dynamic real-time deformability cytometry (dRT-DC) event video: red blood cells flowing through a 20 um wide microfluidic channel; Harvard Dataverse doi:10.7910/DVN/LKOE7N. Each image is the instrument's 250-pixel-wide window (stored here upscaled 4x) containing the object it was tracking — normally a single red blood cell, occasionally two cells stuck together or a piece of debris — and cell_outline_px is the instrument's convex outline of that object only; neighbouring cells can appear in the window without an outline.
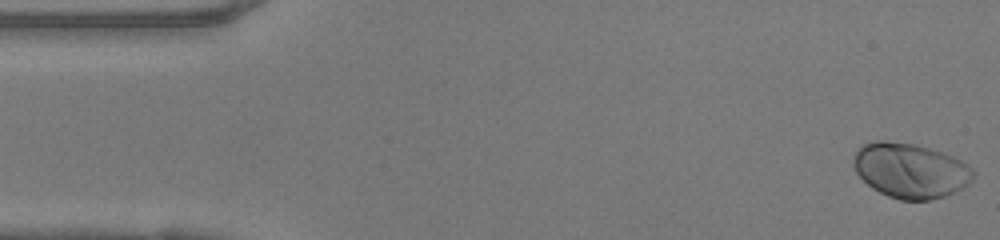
{"species": "human", "species_latin": "Homo sapiens", "temperature_condition": "warm", "stored_images_in_passage": 48, "camera_frame_rate_fps": 3000, "um_per_image_px": 0.085, "donor": {"sex": "female"}, "frame": {"image": 1, "passage_image": 1, "time_ms": 0.0, "image_size_px": [1000, 240], "cell_outline_px": [[976, 172], [972, 180], [968, 184], [944, 196], [928, 200], [900, 200], [888, 196], [872, 188], [856, 172], [852, 164], [852, 160], [856, 152], [864, 144], [876, 140], [884, 140], [912, 144], [928, 148], [952, 156], [968, 164]], "centroid_in_image_um": [77.37, 14.49], "position_along_channel_um": 7.6, "area_um2": 38.03}}
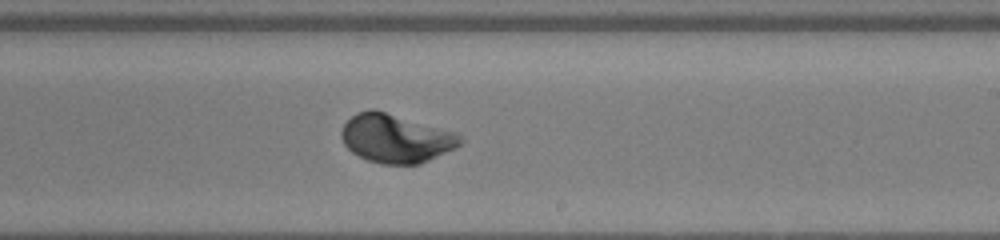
{"frame": {"image": 2, "passage_image": 28, "time_ms": 9.0, "image_size_px": [1000, 240], "cell_outline_px": [[464, 140], [456, 148], [420, 164], [380, 164], [368, 160], [352, 152], [344, 144], [340, 136], [340, 132], [344, 124], [356, 112], [368, 108], [372, 108], [456, 132], [464, 136]], "centroid_in_image_um": [33.65, 11.76], "position_along_channel_um": 255.3, "area_um2": 33.81}}
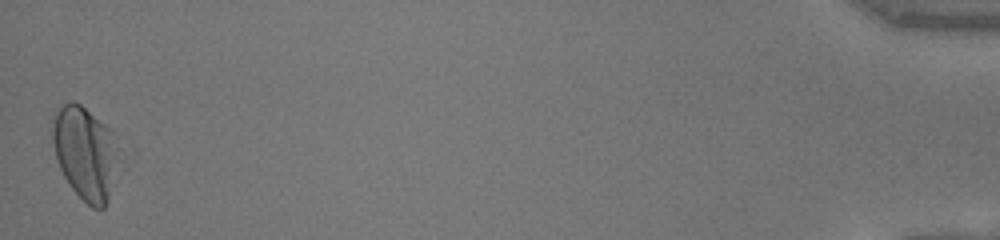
{"frame": {"image": 3, "passage_image": 48, "time_ms": 15.667, "image_size_px": [1000, 240], "cell_outline_px": [[112, 164], [108, 200], [104, 208], [92, 208], [72, 188], [64, 176], [56, 160], [52, 140], [52, 120], [56, 112], [64, 104], [72, 100], [80, 104], [112, 128]], "centroid_in_image_um": [7.12, 12.93], "position_along_channel_um": 428.1, "area_um2": 34.16}, "authors_computed_cell_mechanics": {"area_um2": 33.6685, "velocity_mm_per_s": 4.144, "shape_relaxation_time_tau1_ms": 2.0504, "shape_relaxation_time_tau2_ms": null, "deformation_change_tau1": 0.1523, "deformation_change_tau2": null}}